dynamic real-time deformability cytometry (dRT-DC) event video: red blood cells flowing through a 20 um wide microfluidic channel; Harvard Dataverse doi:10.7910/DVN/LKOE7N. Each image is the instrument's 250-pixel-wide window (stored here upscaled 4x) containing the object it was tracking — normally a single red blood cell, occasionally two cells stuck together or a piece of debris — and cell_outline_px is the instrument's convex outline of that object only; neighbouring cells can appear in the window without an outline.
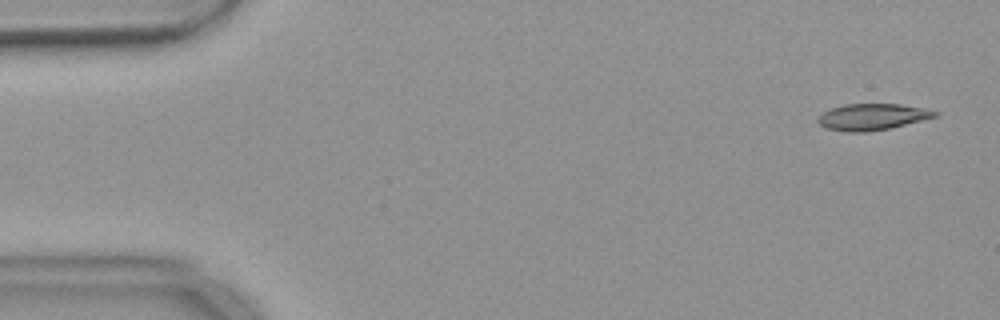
{"species": "common noctule bat (a hibernating species)", "species_latin": "Nyctalus noctula", "temperature_condition": "warm", "stored_images_in_passage": 54, "camera_frame_rate_fps": 3000, "um_per_image_px": 0.085, "animal": {"sex": "female", "body_mass_g": 18.4}, "frame": {"image": 1, "passage_image": 2, "time_ms": 0.333, "image_size_px": [1000, 320], "cell_outline_px": [[940, 112], [936, 116], [892, 128], [868, 132], [848, 132], [828, 128], [820, 124], [816, 120], [824, 112], [832, 108], [844, 104], [900, 104], [928, 108]], "centroid_in_image_um": [74.19, 9.93], "position_along_channel_um": 10.8, "area_um2": 17.98}}
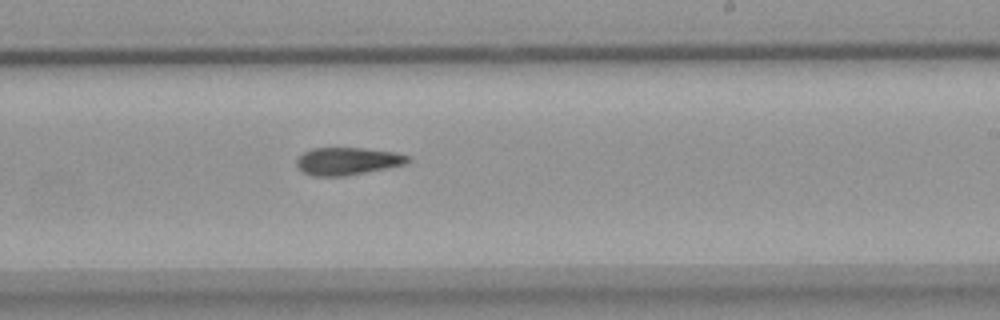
{"frame": {"image": 2, "passage_image": 32, "time_ms": 10.333, "image_size_px": [1000, 320], "cell_outline_px": [[412, 160], [408, 164], [388, 168], [344, 176], [312, 176], [300, 172], [296, 168], [296, 160], [304, 152], [312, 148], [360, 148], [396, 152], [412, 156]], "centroid_in_image_um": [29.56, 13.7], "position_along_channel_um": 259.4, "area_um2": 18.21}}
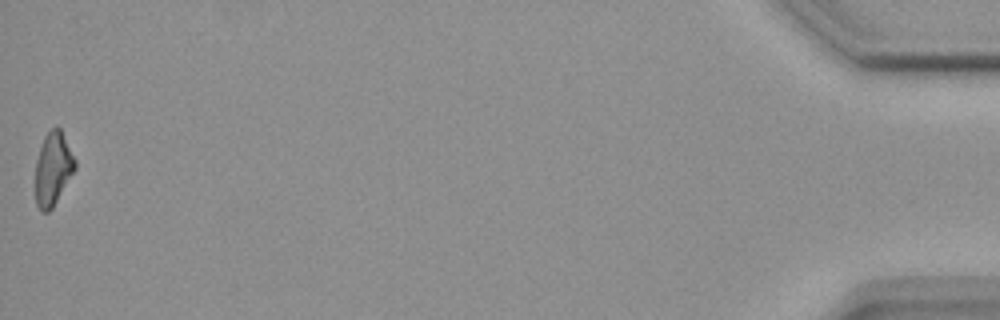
{"frame": {"image": 3, "passage_image": 54, "time_ms": 17.667, "image_size_px": [1000, 320], "cell_outline_px": [[76, 168], [52, 208], [48, 212], [40, 212], [36, 204], [36, 160], [44, 136], [56, 124], [60, 128], [76, 160]], "centroid_in_image_um": [4.51, 14.34], "position_along_channel_um": 430.7, "area_um2": 16.82}, "authors_computed_cell_mechanics": {"area_um2": 18.3226, "velocity_mm_per_s": 3.6947, "shape_relaxation_time_tau1_ms": null, "shape_relaxation_time_tau2_ms": 6.8023, "deformation_change_tau1": null, "deformation_change_tau2": 0.1599}}